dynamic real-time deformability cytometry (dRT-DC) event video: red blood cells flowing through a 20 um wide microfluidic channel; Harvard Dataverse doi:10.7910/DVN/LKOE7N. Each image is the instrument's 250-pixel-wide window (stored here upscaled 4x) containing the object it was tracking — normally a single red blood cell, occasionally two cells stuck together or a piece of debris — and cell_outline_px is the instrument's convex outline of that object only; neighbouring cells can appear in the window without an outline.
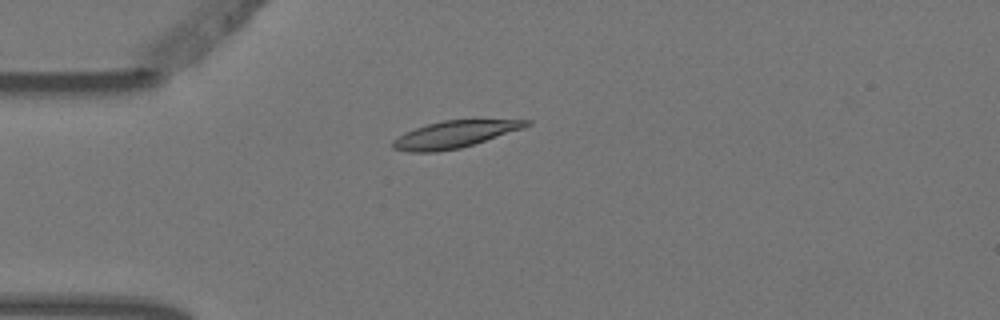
{"species": "Egyptian fruit bat (a non-hibernating species)", "species_latin": "Rousettus aegyptiacus", "temperature_condition": "warm", "stored_images_in_passage": 2, "camera_frame_rate_fps": 3000, "um_per_image_px": 0.085, "animal": {"sex": "female"}, "frame": {"image": 1, "passage_image": 1, "time_ms": 0.0, "image_size_px": [1000, 320], "cell_outline_px": [[532, 124], [524, 128], [460, 148], [436, 152], [408, 152], [392, 148], [392, 140], [404, 132], [428, 124], [444, 120], [532, 120]], "centroid_in_image_um": [38.61, 11.42], "position_along_channel_um": 46.4, "area_um2": 20.81}}
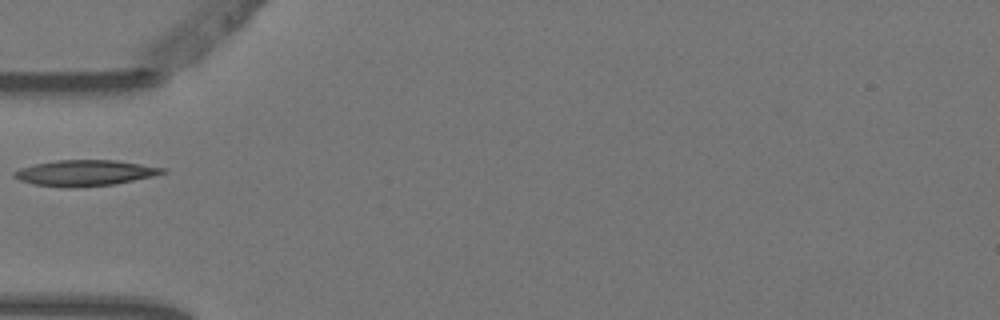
{"frame": {"image": 2, "passage_image": 2, "time_ms": 0.333, "image_size_px": [1000, 320], "cell_outline_px": [[168, 172], [152, 176], [116, 184], [76, 188], [60, 188], [32, 184], [20, 180], [12, 176], [12, 172], [20, 168], [36, 164], [56, 160], [116, 160], [168, 168]], "centroid_in_image_um": [7.22, 14.71], "position_along_channel_um": 77.8, "area_um2": 22.72}}